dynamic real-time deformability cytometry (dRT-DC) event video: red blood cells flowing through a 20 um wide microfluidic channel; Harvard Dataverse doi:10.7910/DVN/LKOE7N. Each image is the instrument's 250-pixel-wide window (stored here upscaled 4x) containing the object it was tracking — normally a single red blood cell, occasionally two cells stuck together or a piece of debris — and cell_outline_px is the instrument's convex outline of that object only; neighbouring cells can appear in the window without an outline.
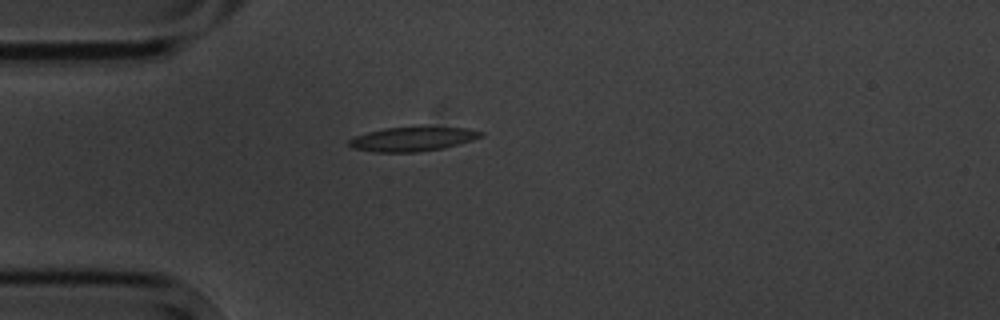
{"species": "common noctule bat (a hibernating species)", "species_latin": "Nyctalus noctula", "temperature_condition": "cold", "stored_images_in_passage": 2, "camera_frame_rate_fps": 3000, "um_per_image_px": 0.085, "animal": {"sex": "male", "body_mass_g": 20.1, "forearm_length_mm": 53.5}, "frame": {"image": 1, "passage_image": 1, "time_ms": 0.0, "image_size_px": [1000, 320], "cell_outline_px": [[484, 136], [460, 144], [444, 148], [416, 152], [376, 152], [352, 148], [348, 144], [348, 140], [356, 136], [368, 132], [384, 128], [468, 128], [484, 132]], "centroid_in_image_um": [35.08, 11.83], "position_along_channel_um": 49.9, "area_um2": 18.32}}